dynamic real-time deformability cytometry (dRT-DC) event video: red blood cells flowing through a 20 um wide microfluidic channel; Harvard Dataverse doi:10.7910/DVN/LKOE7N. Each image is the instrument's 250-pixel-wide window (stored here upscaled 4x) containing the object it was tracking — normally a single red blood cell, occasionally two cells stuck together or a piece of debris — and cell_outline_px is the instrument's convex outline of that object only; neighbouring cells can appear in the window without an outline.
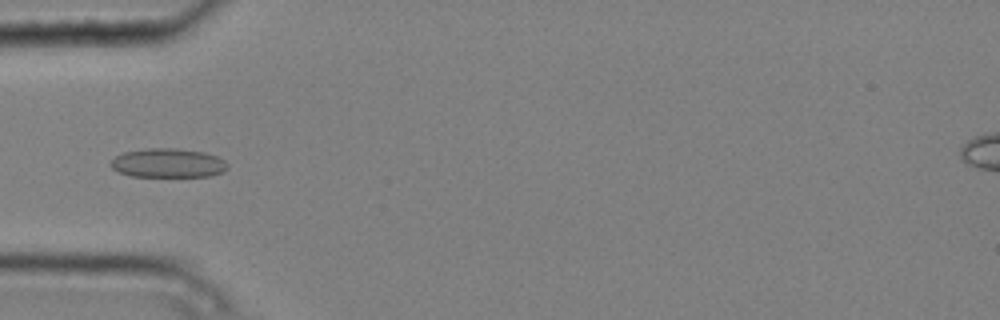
{"species": "common noctule bat (a hibernating species)", "species_latin": "Nyctalus noctula", "temperature_condition": "cold", "stored_images_in_passage": 7, "camera_frame_rate_fps": 3000, "um_per_image_px": 0.085, "animal": {"sex": "male", "body_mass_g": 20.4}, "frame": {"image": 1, "passage_image": 4, "time_ms": 1.0, "image_size_px": [1000, 320], "cell_outline_px": [[228, 168], [224, 172], [208, 176], [132, 176], [120, 172], [112, 168], [112, 160], [116, 156], [124, 152], [148, 148], [176, 148], [204, 152], [216, 156], [224, 160], [228, 164]], "centroid_in_image_um": [14.32, 13.85], "position_along_channel_um": 70.7, "area_um2": 19.65}}
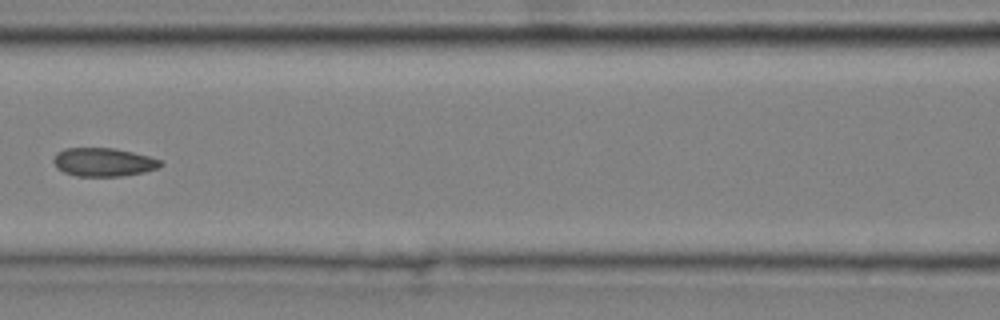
{"frame": {"image": 2, "passage_image": 6, "time_ms": 1.667, "image_size_px": [1000, 320], "cell_outline_px": [[164, 164], [160, 168], [144, 172], [120, 176], [76, 176], [64, 172], [56, 168], [52, 160], [56, 152], [64, 148], [112, 148], [132, 152], [148, 156], [160, 160]], "centroid_in_image_um": [8.77, 13.78], "position_along_channel_um": 157.8, "area_um2": 17.86}}
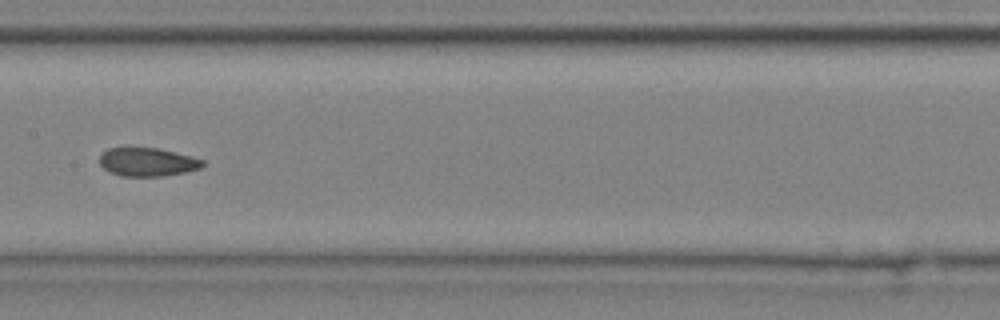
{"frame": {"image": 3, "passage_image": 7, "time_ms": 2.0, "image_size_px": [1000, 320], "cell_outline_px": [[204, 164], [200, 168], [184, 172], [164, 176], [120, 176], [108, 172], [100, 164], [100, 156], [108, 148], [156, 148], [192, 156], [204, 160]], "centroid_in_image_um": [12.53, 13.78], "position_along_channel_um": 194.9, "area_um2": 16.99}}